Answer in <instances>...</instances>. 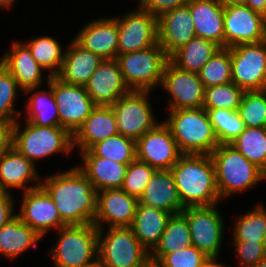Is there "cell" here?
<instances>
[{"mask_svg":"<svg viewBox=\"0 0 266 267\" xmlns=\"http://www.w3.org/2000/svg\"><path fill=\"white\" fill-rule=\"evenodd\" d=\"M118 134L116 115L112 106L96 105L82 126L73 135V148L80 152Z\"/></svg>","mask_w":266,"mask_h":267,"instance_id":"cell-22","label":"cell"},{"mask_svg":"<svg viewBox=\"0 0 266 267\" xmlns=\"http://www.w3.org/2000/svg\"><path fill=\"white\" fill-rule=\"evenodd\" d=\"M136 142L121 134L94 144L89 150L98 157L129 165L136 158Z\"/></svg>","mask_w":266,"mask_h":267,"instance_id":"cell-37","label":"cell"},{"mask_svg":"<svg viewBox=\"0 0 266 267\" xmlns=\"http://www.w3.org/2000/svg\"><path fill=\"white\" fill-rule=\"evenodd\" d=\"M13 201L11 193L0 192V229L16 216Z\"/></svg>","mask_w":266,"mask_h":267,"instance_id":"cell-47","label":"cell"},{"mask_svg":"<svg viewBox=\"0 0 266 267\" xmlns=\"http://www.w3.org/2000/svg\"><path fill=\"white\" fill-rule=\"evenodd\" d=\"M104 229L98 228L101 267H142L150 259V253L140 244L131 227H109L106 235Z\"/></svg>","mask_w":266,"mask_h":267,"instance_id":"cell-8","label":"cell"},{"mask_svg":"<svg viewBox=\"0 0 266 267\" xmlns=\"http://www.w3.org/2000/svg\"><path fill=\"white\" fill-rule=\"evenodd\" d=\"M190 1L191 0H141L138 5L142 9L159 17L166 11L186 6Z\"/></svg>","mask_w":266,"mask_h":267,"instance_id":"cell-46","label":"cell"},{"mask_svg":"<svg viewBox=\"0 0 266 267\" xmlns=\"http://www.w3.org/2000/svg\"><path fill=\"white\" fill-rule=\"evenodd\" d=\"M13 121L0 119V155L12 147Z\"/></svg>","mask_w":266,"mask_h":267,"instance_id":"cell-48","label":"cell"},{"mask_svg":"<svg viewBox=\"0 0 266 267\" xmlns=\"http://www.w3.org/2000/svg\"><path fill=\"white\" fill-rule=\"evenodd\" d=\"M10 47L0 63L9 71L22 91L40 87L44 70L32 57L29 48L17 41Z\"/></svg>","mask_w":266,"mask_h":267,"instance_id":"cell-24","label":"cell"},{"mask_svg":"<svg viewBox=\"0 0 266 267\" xmlns=\"http://www.w3.org/2000/svg\"><path fill=\"white\" fill-rule=\"evenodd\" d=\"M24 44L29 48L35 61L44 70H49L50 76H56L59 73L63 63L64 53L57 39L51 36H42L31 39Z\"/></svg>","mask_w":266,"mask_h":267,"instance_id":"cell-34","label":"cell"},{"mask_svg":"<svg viewBox=\"0 0 266 267\" xmlns=\"http://www.w3.org/2000/svg\"><path fill=\"white\" fill-rule=\"evenodd\" d=\"M233 240L266 242V209L259 203L253 210L241 215L234 225Z\"/></svg>","mask_w":266,"mask_h":267,"instance_id":"cell-38","label":"cell"},{"mask_svg":"<svg viewBox=\"0 0 266 267\" xmlns=\"http://www.w3.org/2000/svg\"><path fill=\"white\" fill-rule=\"evenodd\" d=\"M18 120L13 125L12 146L34 164L54 153L70 154L73 136L61 126H36L25 122L21 128Z\"/></svg>","mask_w":266,"mask_h":267,"instance_id":"cell-5","label":"cell"},{"mask_svg":"<svg viewBox=\"0 0 266 267\" xmlns=\"http://www.w3.org/2000/svg\"><path fill=\"white\" fill-rule=\"evenodd\" d=\"M218 257H208L204 262L202 267H226L222 263L217 261Z\"/></svg>","mask_w":266,"mask_h":267,"instance_id":"cell-50","label":"cell"},{"mask_svg":"<svg viewBox=\"0 0 266 267\" xmlns=\"http://www.w3.org/2000/svg\"><path fill=\"white\" fill-rule=\"evenodd\" d=\"M216 208V205L186 207L181 212L188 222L192 245L208 257L219 256L224 237V220Z\"/></svg>","mask_w":266,"mask_h":267,"instance_id":"cell-10","label":"cell"},{"mask_svg":"<svg viewBox=\"0 0 266 267\" xmlns=\"http://www.w3.org/2000/svg\"><path fill=\"white\" fill-rule=\"evenodd\" d=\"M86 267H101V265H100L99 261H97V262H95L89 266H86Z\"/></svg>","mask_w":266,"mask_h":267,"instance_id":"cell-55","label":"cell"},{"mask_svg":"<svg viewBox=\"0 0 266 267\" xmlns=\"http://www.w3.org/2000/svg\"><path fill=\"white\" fill-rule=\"evenodd\" d=\"M116 60L123 80L130 90L152 91L155 86L161 85L169 57L157 43L141 51L119 54Z\"/></svg>","mask_w":266,"mask_h":267,"instance_id":"cell-7","label":"cell"},{"mask_svg":"<svg viewBox=\"0 0 266 267\" xmlns=\"http://www.w3.org/2000/svg\"><path fill=\"white\" fill-rule=\"evenodd\" d=\"M154 172L153 167L135 158L127 167L121 189L139 199Z\"/></svg>","mask_w":266,"mask_h":267,"instance_id":"cell-43","label":"cell"},{"mask_svg":"<svg viewBox=\"0 0 266 267\" xmlns=\"http://www.w3.org/2000/svg\"><path fill=\"white\" fill-rule=\"evenodd\" d=\"M207 258L208 256L191 245L166 254L159 262L163 267H202Z\"/></svg>","mask_w":266,"mask_h":267,"instance_id":"cell-44","label":"cell"},{"mask_svg":"<svg viewBox=\"0 0 266 267\" xmlns=\"http://www.w3.org/2000/svg\"><path fill=\"white\" fill-rule=\"evenodd\" d=\"M170 170L185 208L219 204L221 197L210 155L182 154Z\"/></svg>","mask_w":266,"mask_h":267,"instance_id":"cell-2","label":"cell"},{"mask_svg":"<svg viewBox=\"0 0 266 267\" xmlns=\"http://www.w3.org/2000/svg\"><path fill=\"white\" fill-rule=\"evenodd\" d=\"M192 245L186 218L180 213L172 215L158 245L150 253V259L160 261L166 254Z\"/></svg>","mask_w":266,"mask_h":267,"instance_id":"cell-33","label":"cell"},{"mask_svg":"<svg viewBox=\"0 0 266 267\" xmlns=\"http://www.w3.org/2000/svg\"><path fill=\"white\" fill-rule=\"evenodd\" d=\"M53 94L58 107L60 126L73 136L96 105L85 86L65 83L56 76H53Z\"/></svg>","mask_w":266,"mask_h":267,"instance_id":"cell-14","label":"cell"},{"mask_svg":"<svg viewBox=\"0 0 266 267\" xmlns=\"http://www.w3.org/2000/svg\"><path fill=\"white\" fill-rule=\"evenodd\" d=\"M85 87L93 103L104 106L113 105L130 91L116 59L102 60Z\"/></svg>","mask_w":266,"mask_h":267,"instance_id":"cell-19","label":"cell"},{"mask_svg":"<svg viewBox=\"0 0 266 267\" xmlns=\"http://www.w3.org/2000/svg\"><path fill=\"white\" fill-rule=\"evenodd\" d=\"M22 201L21 212L16 215L40 236L44 237L50 230H59L66 225L55 203L41 185L25 191Z\"/></svg>","mask_w":266,"mask_h":267,"instance_id":"cell-17","label":"cell"},{"mask_svg":"<svg viewBox=\"0 0 266 267\" xmlns=\"http://www.w3.org/2000/svg\"><path fill=\"white\" fill-rule=\"evenodd\" d=\"M41 186L55 203L66 225L94 223L98 191L77 166L47 176Z\"/></svg>","mask_w":266,"mask_h":267,"instance_id":"cell-1","label":"cell"},{"mask_svg":"<svg viewBox=\"0 0 266 267\" xmlns=\"http://www.w3.org/2000/svg\"><path fill=\"white\" fill-rule=\"evenodd\" d=\"M219 48L213 41L194 37L176 50L169 60L182 70L198 73Z\"/></svg>","mask_w":266,"mask_h":267,"instance_id":"cell-32","label":"cell"},{"mask_svg":"<svg viewBox=\"0 0 266 267\" xmlns=\"http://www.w3.org/2000/svg\"><path fill=\"white\" fill-rule=\"evenodd\" d=\"M194 37L197 35L187 5L166 11L158 17V43L168 57Z\"/></svg>","mask_w":266,"mask_h":267,"instance_id":"cell-21","label":"cell"},{"mask_svg":"<svg viewBox=\"0 0 266 267\" xmlns=\"http://www.w3.org/2000/svg\"><path fill=\"white\" fill-rule=\"evenodd\" d=\"M36 164L20 154L13 146L0 155V192L11 193L10 188L28 191L41 185L26 186L30 180H39Z\"/></svg>","mask_w":266,"mask_h":267,"instance_id":"cell-23","label":"cell"},{"mask_svg":"<svg viewBox=\"0 0 266 267\" xmlns=\"http://www.w3.org/2000/svg\"><path fill=\"white\" fill-rule=\"evenodd\" d=\"M142 267H163L158 261L149 259Z\"/></svg>","mask_w":266,"mask_h":267,"instance_id":"cell-53","label":"cell"},{"mask_svg":"<svg viewBox=\"0 0 266 267\" xmlns=\"http://www.w3.org/2000/svg\"><path fill=\"white\" fill-rule=\"evenodd\" d=\"M241 267H252L266 258V242L233 240Z\"/></svg>","mask_w":266,"mask_h":267,"instance_id":"cell-45","label":"cell"},{"mask_svg":"<svg viewBox=\"0 0 266 267\" xmlns=\"http://www.w3.org/2000/svg\"><path fill=\"white\" fill-rule=\"evenodd\" d=\"M245 90L231 82L205 88L203 107L208 109L238 110Z\"/></svg>","mask_w":266,"mask_h":267,"instance_id":"cell-40","label":"cell"},{"mask_svg":"<svg viewBox=\"0 0 266 267\" xmlns=\"http://www.w3.org/2000/svg\"><path fill=\"white\" fill-rule=\"evenodd\" d=\"M231 145L266 173V132L263 127H246Z\"/></svg>","mask_w":266,"mask_h":267,"instance_id":"cell-35","label":"cell"},{"mask_svg":"<svg viewBox=\"0 0 266 267\" xmlns=\"http://www.w3.org/2000/svg\"><path fill=\"white\" fill-rule=\"evenodd\" d=\"M88 23L80 29L74 40L103 60L116 59L119 39L117 20L103 17Z\"/></svg>","mask_w":266,"mask_h":267,"instance_id":"cell-20","label":"cell"},{"mask_svg":"<svg viewBox=\"0 0 266 267\" xmlns=\"http://www.w3.org/2000/svg\"><path fill=\"white\" fill-rule=\"evenodd\" d=\"M218 193L222 198L247 189L266 179V173L250 162L231 144H219L210 154Z\"/></svg>","mask_w":266,"mask_h":267,"instance_id":"cell-4","label":"cell"},{"mask_svg":"<svg viewBox=\"0 0 266 267\" xmlns=\"http://www.w3.org/2000/svg\"><path fill=\"white\" fill-rule=\"evenodd\" d=\"M232 82L245 91L263 90L266 82V40L230 47Z\"/></svg>","mask_w":266,"mask_h":267,"instance_id":"cell-11","label":"cell"},{"mask_svg":"<svg viewBox=\"0 0 266 267\" xmlns=\"http://www.w3.org/2000/svg\"><path fill=\"white\" fill-rule=\"evenodd\" d=\"M68 47L64 51L63 63L56 77L68 84L86 86L103 59L84 49L74 39Z\"/></svg>","mask_w":266,"mask_h":267,"instance_id":"cell-27","label":"cell"},{"mask_svg":"<svg viewBox=\"0 0 266 267\" xmlns=\"http://www.w3.org/2000/svg\"><path fill=\"white\" fill-rule=\"evenodd\" d=\"M173 214L138 202L132 231L140 244L151 253L158 245L167 223Z\"/></svg>","mask_w":266,"mask_h":267,"instance_id":"cell-29","label":"cell"},{"mask_svg":"<svg viewBox=\"0 0 266 267\" xmlns=\"http://www.w3.org/2000/svg\"><path fill=\"white\" fill-rule=\"evenodd\" d=\"M41 238L16 215L0 229V254L10 260L17 258L30 247H35Z\"/></svg>","mask_w":266,"mask_h":267,"instance_id":"cell-31","label":"cell"},{"mask_svg":"<svg viewBox=\"0 0 266 267\" xmlns=\"http://www.w3.org/2000/svg\"><path fill=\"white\" fill-rule=\"evenodd\" d=\"M219 2L225 7L230 5L244 4V0H219Z\"/></svg>","mask_w":266,"mask_h":267,"instance_id":"cell-51","label":"cell"},{"mask_svg":"<svg viewBox=\"0 0 266 267\" xmlns=\"http://www.w3.org/2000/svg\"><path fill=\"white\" fill-rule=\"evenodd\" d=\"M266 40V17L245 4L224 7V48Z\"/></svg>","mask_w":266,"mask_h":267,"instance_id":"cell-13","label":"cell"},{"mask_svg":"<svg viewBox=\"0 0 266 267\" xmlns=\"http://www.w3.org/2000/svg\"><path fill=\"white\" fill-rule=\"evenodd\" d=\"M204 88L232 82L230 48H219L198 72Z\"/></svg>","mask_w":266,"mask_h":267,"instance_id":"cell-36","label":"cell"},{"mask_svg":"<svg viewBox=\"0 0 266 267\" xmlns=\"http://www.w3.org/2000/svg\"><path fill=\"white\" fill-rule=\"evenodd\" d=\"M263 90L266 91V82H265V85H264V89Z\"/></svg>","mask_w":266,"mask_h":267,"instance_id":"cell-57","label":"cell"},{"mask_svg":"<svg viewBox=\"0 0 266 267\" xmlns=\"http://www.w3.org/2000/svg\"><path fill=\"white\" fill-rule=\"evenodd\" d=\"M138 199L127 194L121 188L105 189L97 193V213L94 225L103 228V221L108 227H130L135 217Z\"/></svg>","mask_w":266,"mask_h":267,"instance_id":"cell-18","label":"cell"},{"mask_svg":"<svg viewBox=\"0 0 266 267\" xmlns=\"http://www.w3.org/2000/svg\"><path fill=\"white\" fill-rule=\"evenodd\" d=\"M187 6L197 37L224 48V6L219 0H191Z\"/></svg>","mask_w":266,"mask_h":267,"instance_id":"cell-25","label":"cell"},{"mask_svg":"<svg viewBox=\"0 0 266 267\" xmlns=\"http://www.w3.org/2000/svg\"><path fill=\"white\" fill-rule=\"evenodd\" d=\"M114 18L119 30L118 55L141 51L158 43V17L139 5L136 10Z\"/></svg>","mask_w":266,"mask_h":267,"instance_id":"cell-12","label":"cell"},{"mask_svg":"<svg viewBox=\"0 0 266 267\" xmlns=\"http://www.w3.org/2000/svg\"><path fill=\"white\" fill-rule=\"evenodd\" d=\"M263 129H264V131L266 132V120H265V123H264Z\"/></svg>","mask_w":266,"mask_h":267,"instance_id":"cell-56","label":"cell"},{"mask_svg":"<svg viewBox=\"0 0 266 267\" xmlns=\"http://www.w3.org/2000/svg\"><path fill=\"white\" fill-rule=\"evenodd\" d=\"M244 4L266 17V0H244Z\"/></svg>","mask_w":266,"mask_h":267,"instance_id":"cell-49","label":"cell"},{"mask_svg":"<svg viewBox=\"0 0 266 267\" xmlns=\"http://www.w3.org/2000/svg\"><path fill=\"white\" fill-rule=\"evenodd\" d=\"M16 0H0V7L11 9Z\"/></svg>","mask_w":266,"mask_h":267,"instance_id":"cell-52","label":"cell"},{"mask_svg":"<svg viewBox=\"0 0 266 267\" xmlns=\"http://www.w3.org/2000/svg\"><path fill=\"white\" fill-rule=\"evenodd\" d=\"M138 202L165 210L173 215L180 214L185 208L180 200L171 170H155Z\"/></svg>","mask_w":266,"mask_h":267,"instance_id":"cell-26","label":"cell"},{"mask_svg":"<svg viewBox=\"0 0 266 267\" xmlns=\"http://www.w3.org/2000/svg\"><path fill=\"white\" fill-rule=\"evenodd\" d=\"M18 89L22 91L9 71L0 63V119L15 123L16 116H22L20 111L14 109Z\"/></svg>","mask_w":266,"mask_h":267,"instance_id":"cell-42","label":"cell"},{"mask_svg":"<svg viewBox=\"0 0 266 267\" xmlns=\"http://www.w3.org/2000/svg\"><path fill=\"white\" fill-rule=\"evenodd\" d=\"M252 267H266V258L261 260L260 262H258L257 264H255Z\"/></svg>","mask_w":266,"mask_h":267,"instance_id":"cell-54","label":"cell"},{"mask_svg":"<svg viewBox=\"0 0 266 267\" xmlns=\"http://www.w3.org/2000/svg\"><path fill=\"white\" fill-rule=\"evenodd\" d=\"M136 158L155 170H170L182 153L164 123H158L136 141Z\"/></svg>","mask_w":266,"mask_h":267,"instance_id":"cell-16","label":"cell"},{"mask_svg":"<svg viewBox=\"0 0 266 267\" xmlns=\"http://www.w3.org/2000/svg\"><path fill=\"white\" fill-rule=\"evenodd\" d=\"M160 86L171 96L168 110L203 107L205 88L198 73L182 70L168 60Z\"/></svg>","mask_w":266,"mask_h":267,"instance_id":"cell-15","label":"cell"},{"mask_svg":"<svg viewBox=\"0 0 266 267\" xmlns=\"http://www.w3.org/2000/svg\"><path fill=\"white\" fill-rule=\"evenodd\" d=\"M51 254L56 267H86L98 261V228L94 224L65 225Z\"/></svg>","mask_w":266,"mask_h":267,"instance_id":"cell-6","label":"cell"},{"mask_svg":"<svg viewBox=\"0 0 266 267\" xmlns=\"http://www.w3.org/2000/svg\"><path fill=\"white\" fill-rule=\"evenodd\" d=\"M219 144H231L246 128L237 110L208 109Z\"/></svg>","mask_w":266,"mask_h":267,"instance_id":"cell-39","label":"cell"},{"mask_svg":"<svg viewBox=\"0 0 266 267\" xmlns=\"http://www.w3.org/2000/svg\"><path fill=\"white\" fill-rule=\"evenodd\" d=\"M151 91L130 90L112 106L118 128V134L135 142L158 122L153 114L148 95Z\"/></svg>","mask_w":266,"mask_h":267,"instance_id":"cell-9","label":"cell"},{"mask_svg":"<svg viewBox=\"0 0 266 267\" xmlns=\"http://www.w3.org/2000/svg\"><path fill=\"white\" fill-rule=\"evenodd\" d=\"M237 111L246 127H263L266 120V91H245Z\"/></svg>","mask_w":266,"mask_h":267,"instance_id":"cell-41","label":"cell"},{"mask_svg":"<svg viewBox=\"0 0 266 267\" xmlns=\"http://www.w3.org/2000/svg\"><path fill=\"white\" fill-rule=\"evenodd\" d=\"M47 75V91L39 90L34 92L38 88H30L23 91L25 94H31L33 91L29 95V100L26 104L28 115L25 121L36 126H60L58 107L53 94V76Z\"/></svg>","mask_w":266,"mask_h":267,"instance_id":"cell-30","label":"cell"},{"mask_svg":"<svg viewBox=\"0 0 266 267\" xmlns=\"http://www.w3.org/2000/svg\"><path fill=\"white\" fill-rule=\"evenodd\" d=\"M168 115L163 122L170 129L182 154L210 155L219 145L204 107L169 110Z\"/></svg>","mask_w":266,"mask_h":267,"instance_id":"cell-3","label":"cell"},{"mask_svg":"<svg viewBox=\"0 0 266 267\" xmlns=\"http://www.w3.org/2000/svg\"><path fill=\"white\" fill-rule=\"evenodd\" d=\"M80 153L83 165L77 167L92 182L97 191L121 188L128 165L95 156L90 150Z\"/></svg>","mask_w":266,"mask_h":267,"instance_id":"cell-28","label":"cell"}]
</instances>
